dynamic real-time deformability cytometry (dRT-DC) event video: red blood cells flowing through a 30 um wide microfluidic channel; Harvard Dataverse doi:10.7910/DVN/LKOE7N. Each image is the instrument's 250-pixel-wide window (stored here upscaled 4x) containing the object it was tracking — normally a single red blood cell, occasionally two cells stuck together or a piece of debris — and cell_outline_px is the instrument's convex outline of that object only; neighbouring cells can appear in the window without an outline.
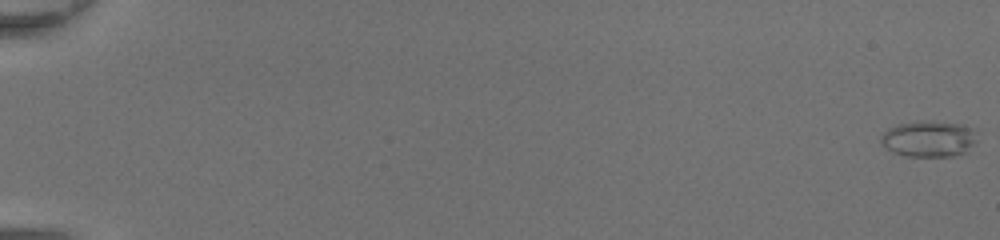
{"species": "common noctule bat (a hibernating species)", "species_latin": "Nyctalus noctula", "temperature_condition": "room temperature", "stored_images_in_passage": 50, "camera_frame_rate_fps": 3000, "um_per_image_px": 0.085, "animal": {"sex": "female", "body_mass_g": 20.0, "forearm_length_mm": 54.0}, "frame": {"image": 1, "passage_image": 1, "time_ms": 0.0, "image_size_px": [1000, 240], "cell_outline_px": [[976, 144], [968, 152], [956, 156], [904, 156], [892, 152], [880, 140], [880, 136], [888, 128], [900, 124], [916, 120], [932, 120], [960, 124], [972, 128], [976, 140]], "centroid_in_image_um": [78.97, 11.79], "position_along_channel_um": 6.0, "area_um2": 20.52}}
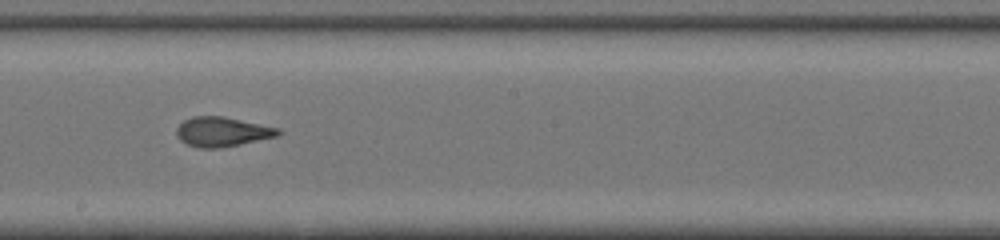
{"frame": {"image": 2, "passage_image": 31, "time_ms": 10.0, "image_size_px": [1000, 240], "cell_outline_px": [[284, 132], [276, 136], [240, 144], [216, 148], [200, 148], [188, 144], [180, 140], [176, 136], [176, 128], [184, 120], [192, 116], [224, 116], [280, 128]], "centroid_in_image_um": [18.89, 11.19], "position_along_channel_um": 229.3, "area_um2": 17.51}}
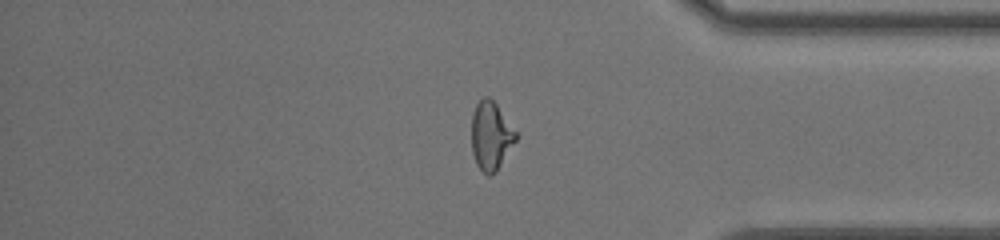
{"frame": {"image": 3, "passage_image": 43, "time_ms": 14.0, "image_size_px": [1000, 240], "cell_outline_px": [[516, 140], [496, 172], [492, 176], [488, 176], [476, 164], [472, 152], [472, 112], [476, 104], [484, 96], [488, 96], [496, 104], [516, 132]], "centroid_in_image_um": [41.7, 11.56], "position_along_channel_um": 393.5, "area_um2": 17.46}, "authors_computed_cell_mechanics": {"area_um2": 18.3226, "velocity_mm_per_s": 4.4356, "shape_relaxation_time_tau1_ms": 7.4761, "shape_relaxation_time_tau2_ms": 1.1356, "deformation_change_tau1": 0.22, "deformation_change_tau2": 0.0813}}